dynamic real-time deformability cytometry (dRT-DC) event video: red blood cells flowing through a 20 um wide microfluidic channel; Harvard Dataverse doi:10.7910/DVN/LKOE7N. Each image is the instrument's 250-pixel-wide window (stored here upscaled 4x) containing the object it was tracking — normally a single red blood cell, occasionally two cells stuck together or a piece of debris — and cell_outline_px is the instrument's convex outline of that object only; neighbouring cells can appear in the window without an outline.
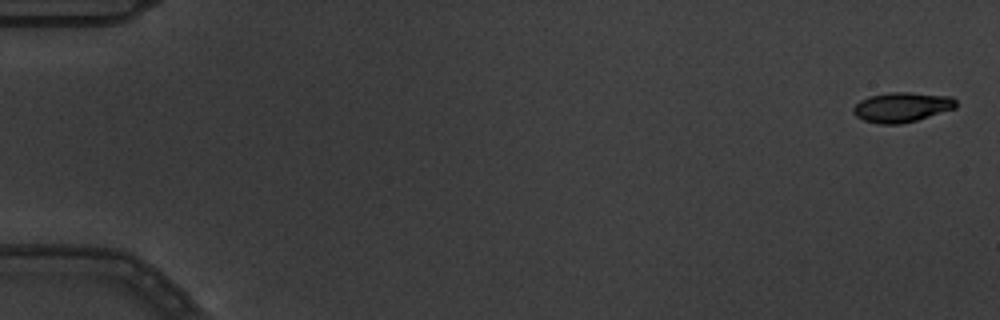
{"species": "common noctule bat (a hibernating species)", "species_latin": "Nyctalus noctula", "temperature_condition": "warm", "stored_images_in_passage": 6, "camera_frame_rate_fps": 3000, "um_per_image_px": 0.085, "animal": {"sex": "male", "body_mass_g": 19.5, "forearm_length_mm": 54.6}, "frame": {"image": 1, "passage_image": 1, "time_ms": 0.0, "image_size_px": [1000, 320], "cell_outline_px": [[956, 108], [916, 120], [900, 124], [880, 124], [864, 120], [856, 116], [852, 112], [852, 108], [860, 100], [868, 96], [892, 92], [908, 92], [952, 96], [956, 100]], "centroid_in_image_um": [76.65, 9.1], "position_along_channel_um": 8.4, "area_um2": 17.86}}
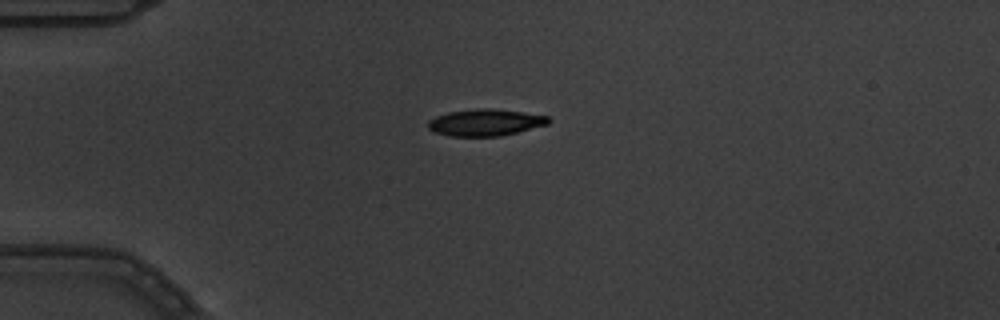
{"frame": {"image": 2, "passage_image": 5, "time_ms": 1.333, "image_size_px": [1000, 320], "cell_outline_px": [[552, 120], [548, 124], [500, 136], [448, 136], [432, 132], [428, 128], [428, 120], [436, 116], [448, 112], [484, 108], [492, 108], [548, 116]], "centroid_in_image_um": [41.22, 10.42], "position_along_channel_um": 43.8, "area_um2": 18.67}}